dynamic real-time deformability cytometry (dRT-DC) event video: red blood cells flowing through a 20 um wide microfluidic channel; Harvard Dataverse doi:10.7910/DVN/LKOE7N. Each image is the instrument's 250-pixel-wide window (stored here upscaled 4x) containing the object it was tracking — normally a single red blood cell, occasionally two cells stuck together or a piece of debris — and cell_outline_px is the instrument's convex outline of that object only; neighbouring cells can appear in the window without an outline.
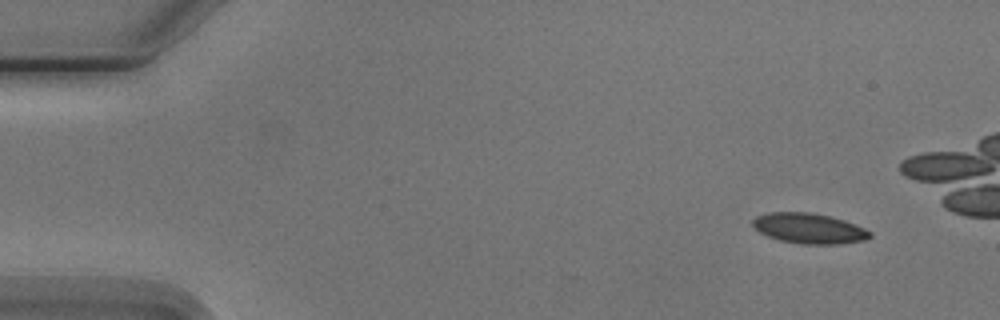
{"species": "Egyptian fruit bat (a non-hibernating species)", "species_latin": "Rousettus aegyptiacus", "temperature_condition": "cold", "stored_images_in_passage": 8, "camera_frame_rate_fps": 3000, "um_per_image_px": 0.085, "animal": {"sex": "male"}, "frame": {"image": 1, "passage_image": 1, "time_ms": 0.0, "image_size_px": [1000, 320], "cell_outline_px": [[872, 236], [864, 240], [840, 244], [800, 244], [780, 240], [768, 236], [760, 232], [752, 224], [752, 220], [756, 216], [768, 212], [808, 212], [828, 216], [844, 220], [864, 228], [872, 232]], "centroid_in_image_um": [68.77, 19.41], "position_along_channel_um": 16.2, "area_um2": 20.63}}